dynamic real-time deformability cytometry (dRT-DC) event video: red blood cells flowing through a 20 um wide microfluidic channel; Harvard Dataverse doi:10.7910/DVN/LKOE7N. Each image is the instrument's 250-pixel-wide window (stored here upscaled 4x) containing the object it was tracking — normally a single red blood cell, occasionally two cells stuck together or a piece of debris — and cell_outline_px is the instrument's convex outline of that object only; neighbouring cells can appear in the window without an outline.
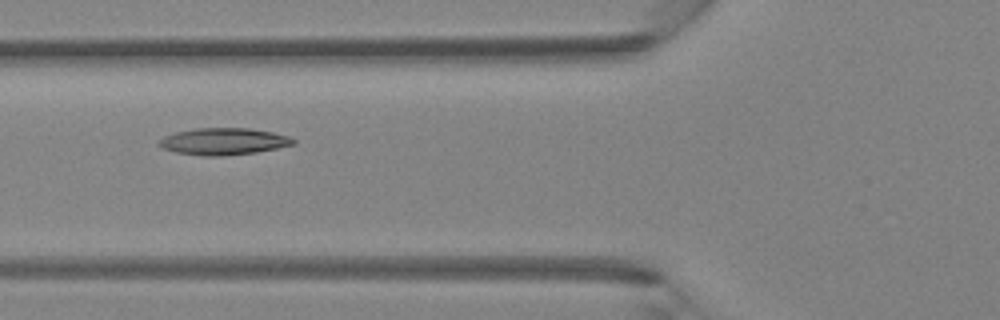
{"species": "Egyptian fruit bat (a non-hibernating species)", "species_latin": "Rousettus aegyptiacus", "temperature_condition": "room temperature", "stored_images_in_passage": 4, "camera_frame_rate_fps": 3000, "um_per_image_px": 0.085, "animal": {"sex": "female"}, "frame": {"image": 1, "passage_image": 4, "time_ms": 1.0, "image_size_px": [1000, 320], "cell_outline_px": [[296, 144], [256, 152], [220, 156], [204, 156], [176, 152], [164, 148], [156, 144], [164, 136], [176, 132], [196, 128], [248, 128], [272, 132], [292, 136], [296, 140]], "centroid_in_image_um": [19.04, 12.01], "position_along_channel_um": 106.8, "area_um2": 20.98}}